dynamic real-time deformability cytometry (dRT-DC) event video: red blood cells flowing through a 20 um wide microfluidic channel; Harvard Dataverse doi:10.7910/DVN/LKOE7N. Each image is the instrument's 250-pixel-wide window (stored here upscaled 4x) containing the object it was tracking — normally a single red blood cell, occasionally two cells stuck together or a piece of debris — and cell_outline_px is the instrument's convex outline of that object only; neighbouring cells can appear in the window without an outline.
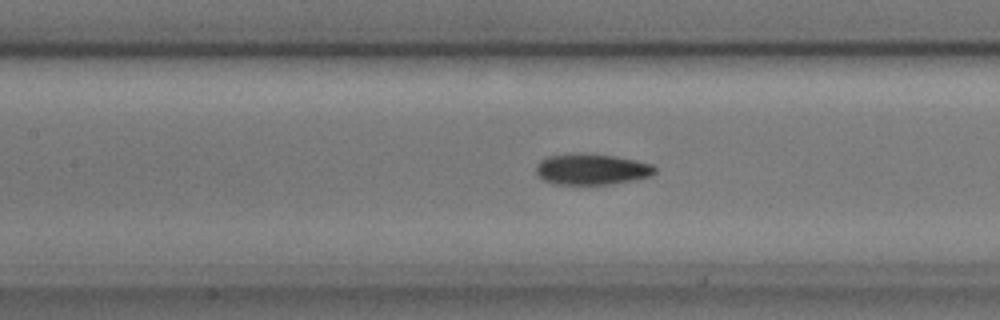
{"species": "common noctule bat (a hibernating species)", "species_latin": "Nyctalus noctula", "temperature_condition": "cold", "stored_images_in_passage": 55, "camera_frame_rate_fps": 3000, "um_per_image_px": 0.085, "animal": {"sex": "male", "body_mass_g": 17.9, "forearm_length_mm": 54.2}, "frame": {"image": 1, "passage_image": 23, "time_ms": 7.333, "image_size_px": [1000, 320], "cell_outline_px": [[656, 172], [652, 176], [632, 180], [608, 184], [556, 184], [544, 180], [536, 172], [536, 164], [540, 160], [548, 156], [616, 156], [636, 160], [652, 164], [656, 168]], "centroid_in_image_um": [50.34, 14.43], "position_along_channel_um": 157.1, "area_um2": 20.58}}
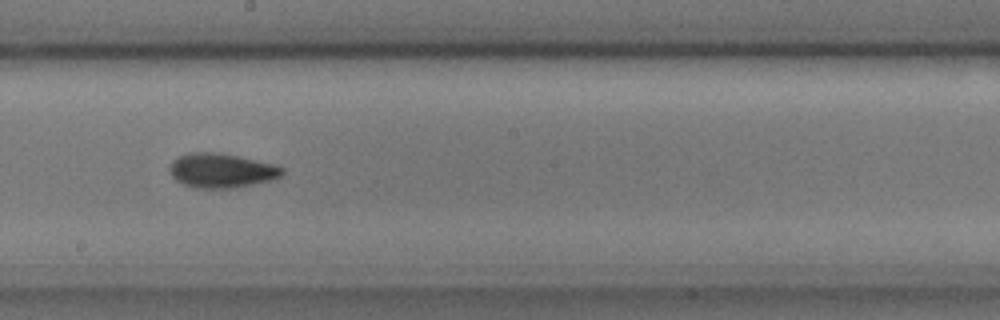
{"frame": {"image": 2, "passage_image": 29, "time_ms": 9.333, "image_size_px": [1000, 320], "cell_outline_px": [[284, 172], [280, 176], [272, 180], [236, 188], [196, 188], [184, 184], [176, 180], [172, 176], [168, 168], [172, 160], [188, 152], [216, 152], [236, 156], [272, 164], [284, 168]], "centroid_in_image_um": [18.79, 14.5], "position_along_channel_um": 229.4, "area_um2": 22.48}}
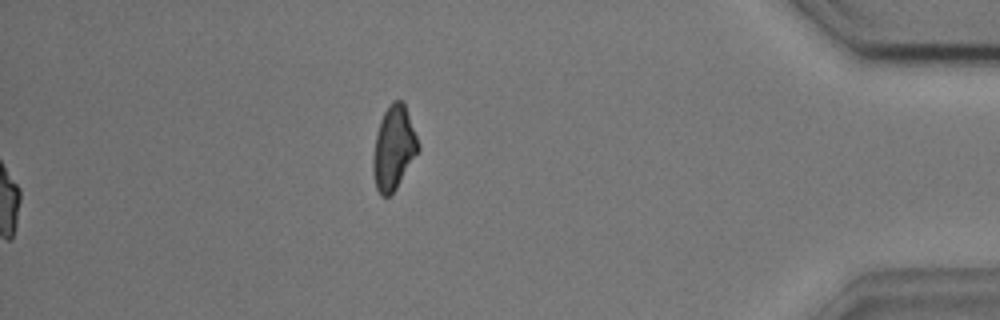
{"frame": {"image": 3, "passage_image": 55, "time_ms": 18.0, "image_size_px": [1000, 320], "cell_outline_px": [[420, 148], [396, 188], [388, 196], [380, 196], [376, 188], [372, 172], [372, 156], [376, 132], [380, 120], [384, 112], [392, 100], [400, 100], [404, 104], [420, 144]], "centroid_in_image_um": [33.43, 12.58], "position_along_channel_um": 401.8, "area_um2": 21.96}, "authors_computed_cell_mechanics": {"area_um2": 21.0392, "velocity_mm_per_s": 3.6261, "shape_relaxation_time_tau1_ms": 3.3336, "shape_relaxation_time_tau2_ms": 3.2332, "deformation_change_tau1": 0.1248, "deformation_change_tau2": 0.0915}}